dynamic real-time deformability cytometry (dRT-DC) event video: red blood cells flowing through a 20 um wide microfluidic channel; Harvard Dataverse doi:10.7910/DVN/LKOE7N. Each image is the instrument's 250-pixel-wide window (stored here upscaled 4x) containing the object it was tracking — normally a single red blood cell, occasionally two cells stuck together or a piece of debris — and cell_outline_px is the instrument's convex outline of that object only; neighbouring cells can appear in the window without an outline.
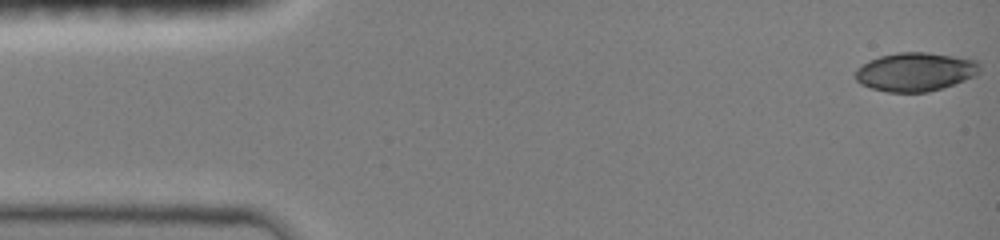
{"species": "common noctule bat (a hibernating species)", "species_latin": "Nyctalus noctula", "temperature_condition": "room temperature", "stored_images_in_passage": 20, "camera_frame_rate_fps": 3000, "um_per_image_px": 0.085, "animal": {"sex": "female", "body_mass_g": 19.0, "forearm_length_mm": 51.5}, "frame": {"image": 1, "passage_image": 1, "time_ms": 0.0, "image_size_px": [1000, 240], "cell_outline_px": [[980, 72], [976, 76], [928, 92], [888, 92], [872, 88], [860, 84], [856, 80], [856, 68], [880, 56], [900, 52], [924, 52], [980, 60]], "centroid_in_image_um": [77.84, 6.1], "position_along_channel_um": 7.2, "area_um2": 27.86}}
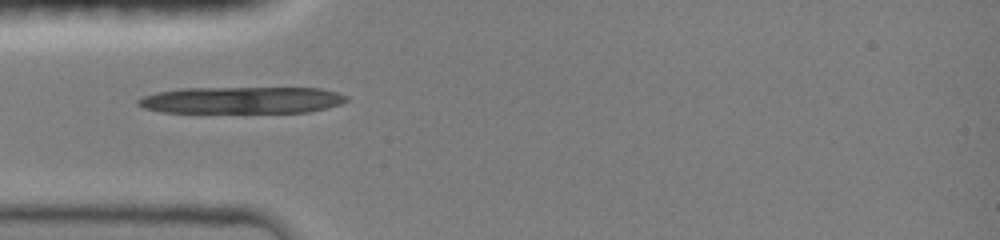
{"frame": {"image": 2, "passage_image": 9, "time_ms": 4.333, "image_size_px": [1000, 240], "cell_outline_px": [[348, 100], [340, 104], [308, 112], [160, 112], [144, 108], [136, 104], [136, 100], [144, 96], [156, 92], [180, 88], [320, 88], [336, 92], [348, 96]], "centroid_in_image_um": [20.51, 8.5], "position_along_channel_um": 64.5, "area_um2": 32.48}}